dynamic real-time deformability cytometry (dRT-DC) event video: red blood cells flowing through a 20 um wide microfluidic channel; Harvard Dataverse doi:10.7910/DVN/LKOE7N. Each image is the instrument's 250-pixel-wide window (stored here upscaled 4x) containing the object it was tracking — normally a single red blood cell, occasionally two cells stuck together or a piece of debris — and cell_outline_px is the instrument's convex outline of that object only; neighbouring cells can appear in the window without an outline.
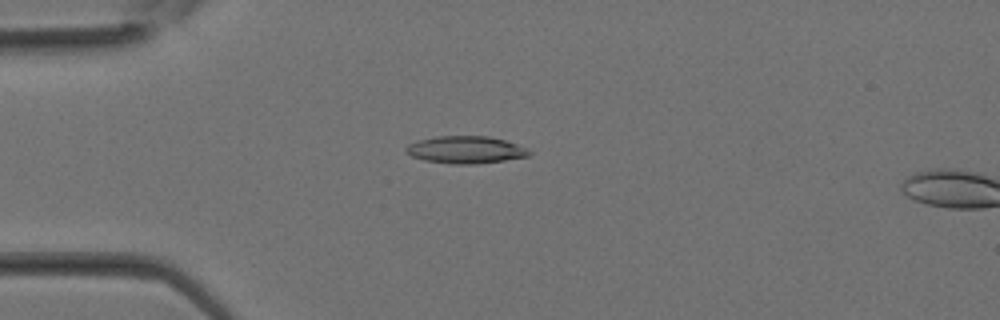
{"species": "Egyptian fruit bat (a non-hibernating species)", "species_latin": "Rousettus aegyptiacus", "temperature_condition": "room temperature", "stored_images_in_passage": 9, "camera_frame_rate_fps": 3000, "um_per_image_px": 0.085, "animal": {"sex": "female"}, "frame": {"image": 1, "passage_image": 8, "time_ms": 2.333, "image_size_px": [1000, 320], "cell_outline_px": [[532, 152], [528, 156], [504, 160], [476, 164], [452, 164], [424, 160], [412, 156], [404, 152], [404, 148], [408, 144], [420, 140], [436, 136], [488, 136], [504, 140], [516, 144]], "centroid_in_image_um": [39.53, 12.73], "position_along_channel_um": 45.5, "area_um2": 19.48}}